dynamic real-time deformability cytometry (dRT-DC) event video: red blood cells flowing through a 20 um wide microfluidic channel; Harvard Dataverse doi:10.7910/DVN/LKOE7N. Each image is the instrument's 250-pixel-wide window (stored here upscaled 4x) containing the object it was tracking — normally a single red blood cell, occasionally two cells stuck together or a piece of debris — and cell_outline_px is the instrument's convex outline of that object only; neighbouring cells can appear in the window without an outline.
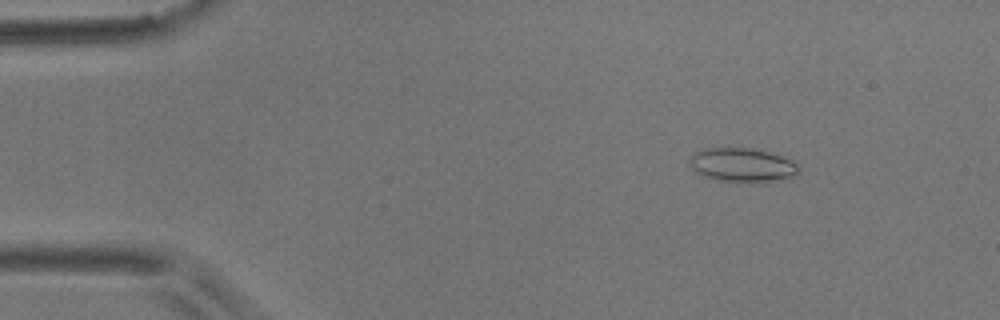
{"species": "common noctule bat (a hibernating species)", "species_latin": "Nyctalus noctula", "temperature_condition": "room temperature", "stored_images_in_passage": 54, "camera_frame_rate_fps": 3000, "um_per_image_px": 0.085, "animal": {"sex": "male", "body_mass_g": 17.9}, "frame": {"image": 1, "passage_image": 5, "time_ms": 1.333, "image_size_px": [1000, 320], "cell_outline_px": [[800, 172], [796, 176], [752, 184], [716, 180], [700, 176], [688, 164], [688, 156], [692, 152], [704, 148], [756, 148], [772, 152], [796, 160], [800, 164]], "centroid_in_image_um": [63.11, 14.03], "position_along_channel_um": 21.9, "area_um2": 22.77}}
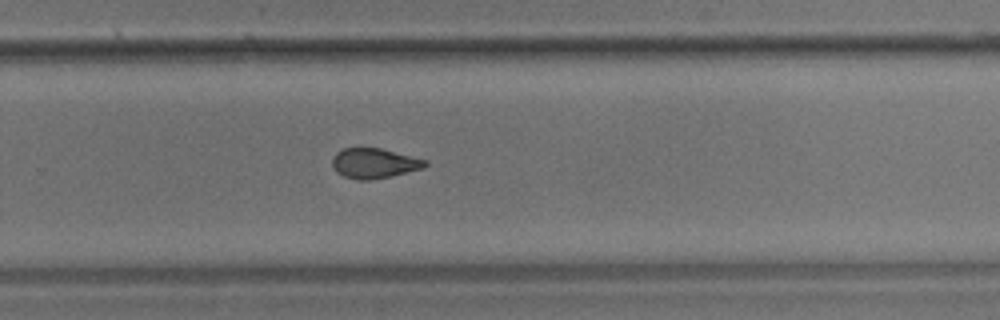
{"frame": {"image": 2, "passage_image": 35, "time_ms": 11.333, "image_size_px": [1000, 320], "cell_outline_px": [[428, 164], [424, 168], [392, 176], [372, 180], [356, 180], [344, 176], [336, 172], [332, 164], [332, 156], [336, 152], [344, 148], [360, 144], [380, 148], [428, 160]], "centroid_in_image_um": [31.77, 13.84], "position_along_channel_um": 298.0, "area_um2": 16.94}}
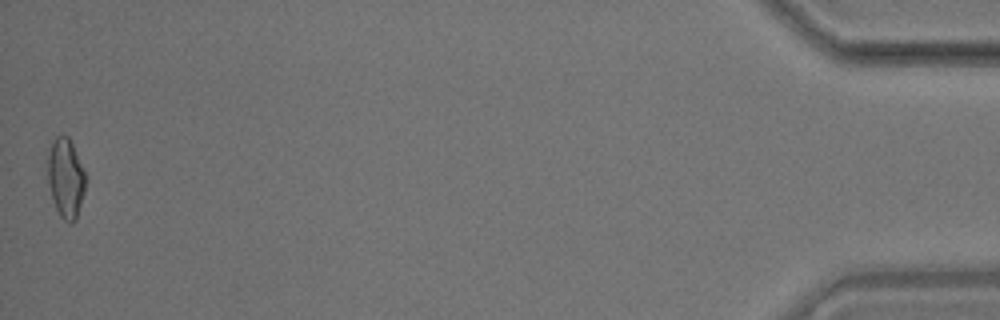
{"frame": {"image": 3, "passage_image": 54, "time_ms": 17.667, "image_size_px": [1000, 320], "cell_outline_px": [[84, 192], [76, 220], [72, 224], [68, 224], [60, 216], [56, 208], [52, 196], [48, 180], [48, 156], [52, 140], [56, 136], [68, 136], [72, 144], [84, 172]], "centroid_in_image_um": [5.57, 15.17], "position_along_channel_um": 429.6, "area_um2": 17.11}, "authors_computed_cell_mechanics": {"area_um2": 17.1955, "velocity_mm_per_s": 3.5587, "shape_relaxation_time_tau1_ms": 7.3255, "shape_relaxation_time_tau2_ms": 2.4348, "deformation_change_tau1": 0.1809, "deformation_change_tau2": 0.0871}}